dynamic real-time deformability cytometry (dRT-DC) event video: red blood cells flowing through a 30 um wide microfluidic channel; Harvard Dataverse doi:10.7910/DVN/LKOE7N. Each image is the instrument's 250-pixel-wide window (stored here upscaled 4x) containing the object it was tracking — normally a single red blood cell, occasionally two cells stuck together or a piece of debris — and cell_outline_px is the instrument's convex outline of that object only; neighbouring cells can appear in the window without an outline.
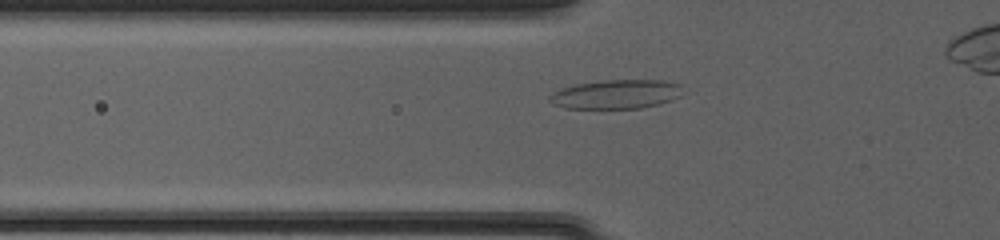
{"species": "common noctule bat (a hibernating species)", "species_latin": "Nyctalus noctula", "temperature_condition": "cold", "stored_images_in_passage": 38, "camera_frame_rate_fps": 3000, "um_per_image_px": 0.085, "animal": {"sex": "female", "body_mass_g": 20.0, "forearm_length_mm": 54.0}, "frame": {"image": 1, "passage_image": 11, "time_ms": 3.333, "image_size_px": [1000, 240], "cell_outline_px": [[684, 84], [680, 96], [672, 100], [660, 104], [640, 108], [564, 108], [552, 104], [548, 100], [548, 96], [552, 92], [560, 88], [576, 84], [604, 80], [660, 80]], "centroid_in_image_um": [52.37, 8.01], "position_along_channel_um": 73.4, "area_um2": 22.83}}
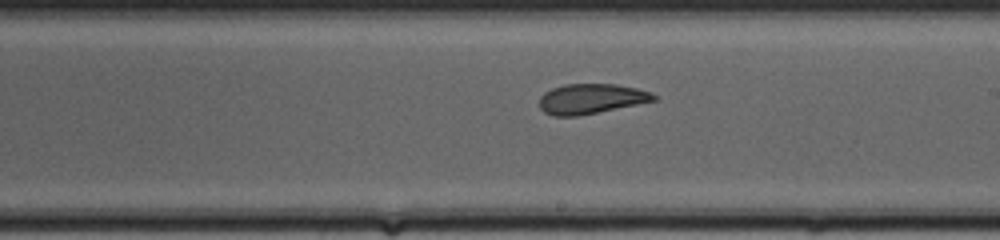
{"frame": {"image": 2, "passage_image": 23, "time_ms": 7.333, "image_size_px": [1000, 240], "cell_outline_px": [[656, 100], [576, 116], [552, 116], [544, 112], [540, 108], [540, 96], [544, 92], [552, 88], [564, 84], [616, 84], [636, 88], [652, 92], [656, 96]], "centroid_in_image_um": [50.2, 8.39], "position_along_channel_um": 238.8, "area_um2": 19.83}}
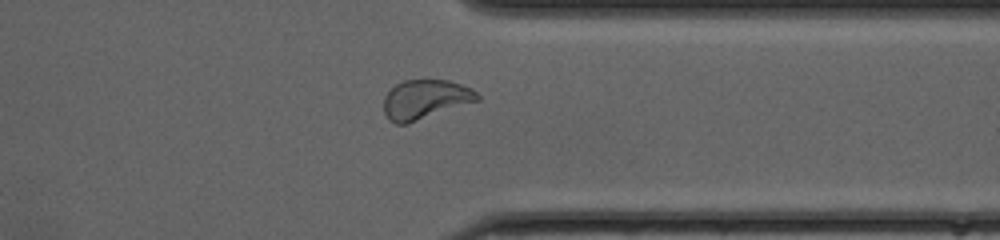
{"frame": {"image": 3, "passage_image": 33, "time_ms": 10.667, "image_size_px": [1000, 240], "cell_outline_px": [[480, 100], [408, 124], [396, 124], [388, 120], [384, 112], [384, 96], [396, 84], [404, 80], [448, 80], [472, 88], [480, 96]], "centroid_in_image_um": [36.14, 8.46], "position_along_channel_um": 375.3, "area_um2": 21.56}}